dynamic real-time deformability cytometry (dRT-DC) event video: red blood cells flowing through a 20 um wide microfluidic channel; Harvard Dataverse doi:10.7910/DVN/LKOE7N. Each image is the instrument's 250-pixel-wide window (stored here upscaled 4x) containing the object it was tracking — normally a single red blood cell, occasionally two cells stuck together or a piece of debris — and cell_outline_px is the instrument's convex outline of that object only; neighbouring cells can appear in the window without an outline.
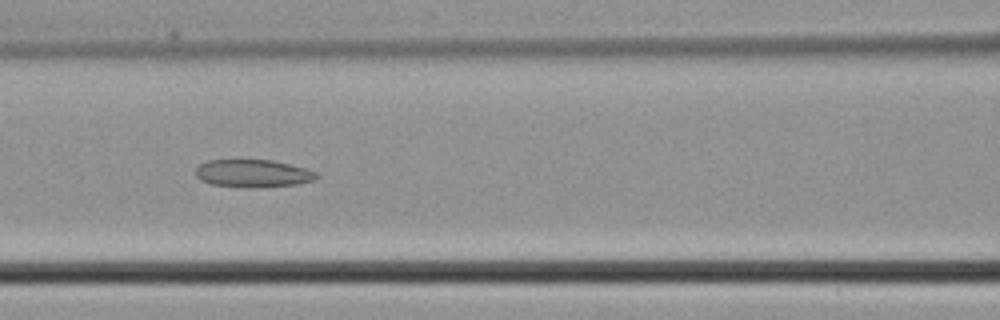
{"species": "common noctule bat (a hibernating species)", "species_latin": "Nyctalus noctula", "temperature_condition": "cold", "stored_images_in_passage": 22, "camera_frame_rate_fps": 3000, "um_per_image_px": 0.085, "animal": {"sex": "male", "body_mass_g": 21.5, "forearm_length_mm": 52.0}, "frame": {"image": 1, "passage_image": 19, "time_ms": 6.0, "image_size_px": [1000, 320], "cell_outline_px": [[320, 176], [316, 180], [296, 184], [212, 184], [200, 180], [196, 176], [196, 168], [200, 164], [208, 160], [272, 160], [304, 168], [316, 172]], "centroid_in_image_um": [21.5, 14.67], "position_along_channel_um": 145.1, "area_um2": 18.21}}